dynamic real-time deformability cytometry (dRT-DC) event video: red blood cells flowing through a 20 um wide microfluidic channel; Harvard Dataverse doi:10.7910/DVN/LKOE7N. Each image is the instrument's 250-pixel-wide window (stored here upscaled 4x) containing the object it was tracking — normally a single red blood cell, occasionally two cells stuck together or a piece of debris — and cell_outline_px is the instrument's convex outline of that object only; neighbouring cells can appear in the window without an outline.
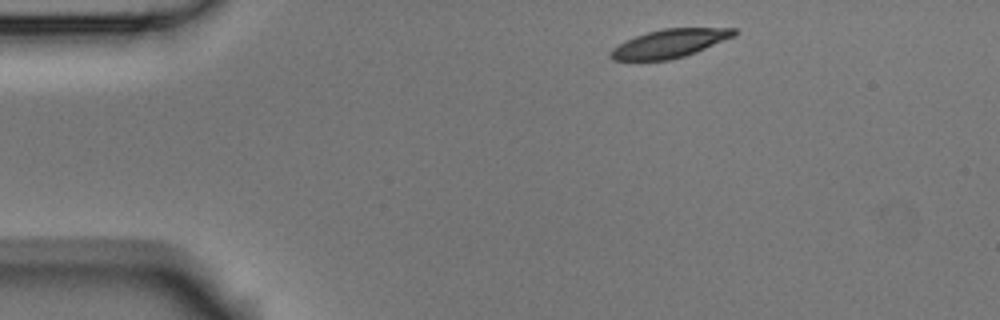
{"species": "Egyptian fruit bat (a non-hibernating species)", "species_latin": "Rousettus aegyptiacus", "temperature_condition": "room temperature", "stored_images_in_passage": 3, "camera_frame_rate_fps": 3000, "um_per_image_px": 0.085, "animal": {"sex": "male"}, "frame": {"image": 1, "passage_image": 1, "time_ms": 0.0, "image_size_px": [1000, 320], "cell_outline_px": [[736, 36], [696, 52], [684, 56], [668, 60], [612, 60], [608, 56], [608, 52], [612, 48], [636, 36], [648, 32], [664, 28], [736, 28]], "centroid_in_image_um": [56.93, 3.69], "position_along_channel_um": 28.1, "area_um2": 20.35}}
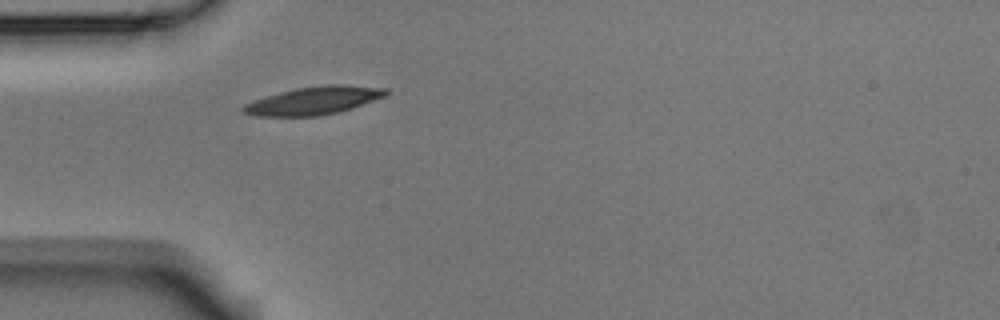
{"frame": {"image": 2, "passage_image": 3, "time_ms": 0.667, "image_size_px": [1000, 320], "cell_outline_px": [[388, 96], [340, 112], [316, 116], [256, 116], [240, 112], [240, 108], [244, 104], [280, 92], [296, 88], [328, 84], [344, 84], [388, 88]], "centroid_in_image_um": [26.72, 8.55], "position_along_channel_um": 58.3, "area_um2": 23.41}}